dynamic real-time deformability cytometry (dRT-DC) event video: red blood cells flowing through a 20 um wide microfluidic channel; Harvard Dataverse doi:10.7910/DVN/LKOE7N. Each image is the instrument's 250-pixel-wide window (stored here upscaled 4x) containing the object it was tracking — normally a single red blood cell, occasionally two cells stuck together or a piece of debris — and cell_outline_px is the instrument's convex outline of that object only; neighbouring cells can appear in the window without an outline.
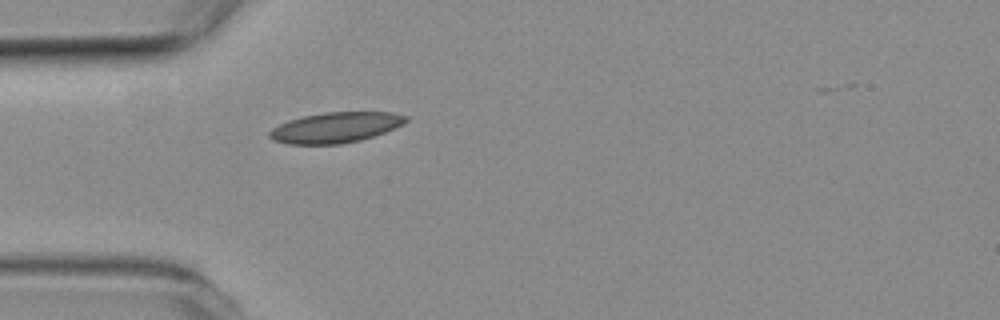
{"species": "common noctule bat (a hibernating species)", "species_latin": "Nyctalus noctula", "temperature_condition": "room temperature", "stored_images_in_passage": 3, "camera_frame_rate_fps": 3000, "um_per_image_px": 0.085, "animal": {"sex": "female", "body_mass_g": 19.3, "forearm_length_mm": 54.1}, "frame": {"image": 1, "passage_image": 3, "time_ms": 2.333, "image_size_px": [1000, 320], "cell_outline_px": [[408, 120], [404, 124], [384, 132], [360, 140], [340, 144], [288, 144], [272, 140], [268, 136], [268, 132], [272, 128], [288, 120], [304, 116], [324, 112], [392, 112], [408, 116]], "centroid_in_image_um": [28.51, 10.83], "position_along_channel_um": 56.5, "area_um2": 24.22}}